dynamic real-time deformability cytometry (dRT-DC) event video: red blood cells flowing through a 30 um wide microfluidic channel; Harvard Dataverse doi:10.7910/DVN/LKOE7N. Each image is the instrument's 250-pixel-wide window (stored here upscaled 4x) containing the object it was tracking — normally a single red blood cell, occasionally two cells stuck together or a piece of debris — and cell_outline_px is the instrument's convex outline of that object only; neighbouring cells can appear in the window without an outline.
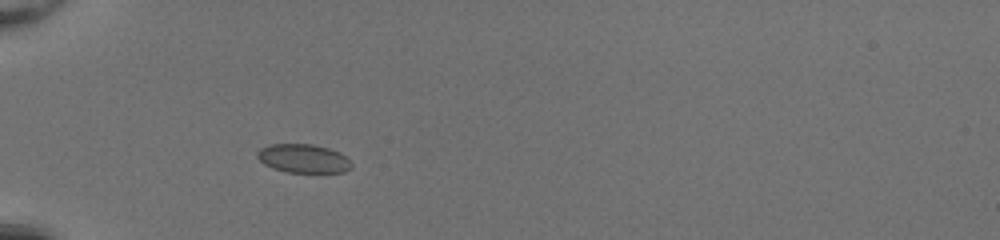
{"species": "common noctule bat (a hibernating species)", "species_latin": "Nyctalus noctula", "temperature_condition": "room temperature", "stored_images_in_passage": 34, "camera_frame_rate_fps": 3000, "um_per_image_px": 0.085, "animal": {"sex": "female", "body_mass_g": 20.0, "forearm_length_mm": 54.0}, "frame": {"image": 1, "passage_image": 1, "time_ms": 0.0, "image_size_px": [1000, 240], "cell_outline_px": [[352, 168], [344, 172], [288, 172], [272, 168], [264, 164], [256, 156], [256, 152], [260, 148], [268, 144], [312, 144], [328, 148], [340, 152], [352, 164]], "centroid_in_image_um": [25.76, 13.46], "position_along_channel_um": 59.2, "area_um2": 15.78}}
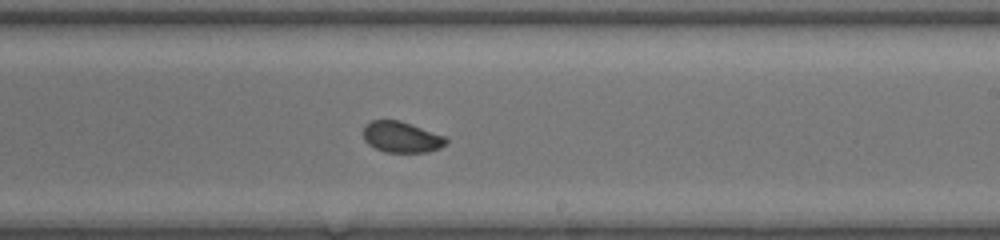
{"frame": {"image": 2, "passage_image": 16, "time_ms": 5.0, "image_size_px": [1000, 240], "cell_outline_px": [[448, 140], [440, 148], [428, 152], [384, 152], [368, 144], [364, 140], [364, 124], [372, 120], [400, 120], [444, 136]], "centroid_in_image_um": [34.1, 11.65], "position_along_channel_um": 254.9, "area_um2": 14.85}}
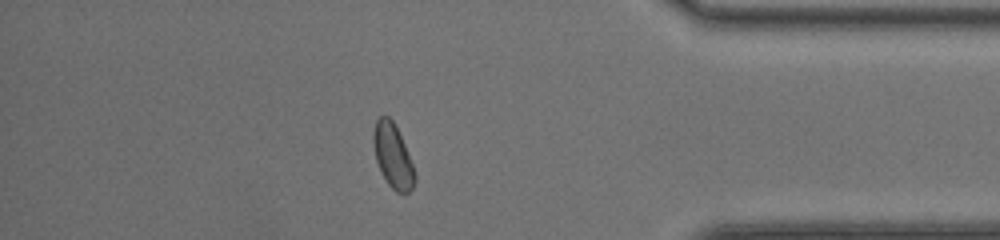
{"frame": {"image": 3, "passage_image": 28, "time_ms": 9.0, "image_size_px": [1000, 240], "cell_outline_px": [[416, 180], [412, 188], [408, 192], [396, 192], [388, 184], [380, 172], [376, 160], [372, 140], [372, 132], [376, 120], [380, 116], [388, 116], [392, 120], [404, 144], [412, 164], [416, 176]], "centroid_in_image_um": [33.36, 13.25], "position_along_channel_um": 401.8, "area_um2": 15.32}, "authors_computed_cell_mechanics": {"area_um2": 15.4904, "velocity_mm_per_s": 4.2144, "shape_relaxation_time_tau1_ms": 7.0152, "shape_relaxation_time_tau2_ms": 1.4936, "deformation_change_tau1": 0.13, "deformation_change_tau2": 0.0413}}